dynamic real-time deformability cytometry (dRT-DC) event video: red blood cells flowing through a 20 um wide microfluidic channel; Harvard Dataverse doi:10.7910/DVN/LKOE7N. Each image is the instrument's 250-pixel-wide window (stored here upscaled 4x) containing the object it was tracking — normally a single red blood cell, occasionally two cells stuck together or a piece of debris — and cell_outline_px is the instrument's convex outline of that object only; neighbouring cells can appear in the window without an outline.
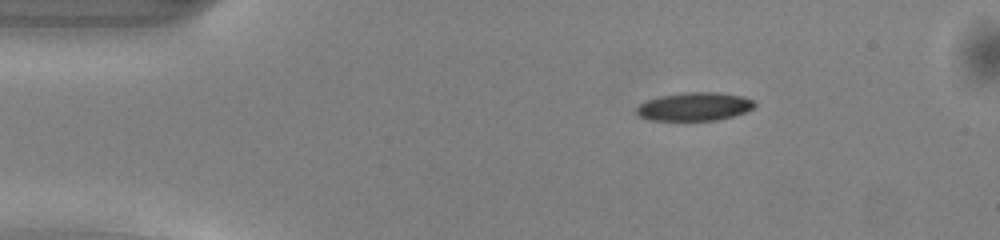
{"species": "common noctule bat (a hibernating species)", "species_latin": "Nyctalus noctula", "temperature_condition": "warm", "stored_images_in_passage": 43, "camera_frame_rate_fps": 3000, "um_per_image_px": 0.085, "animal": {"sex": "male", "body_mass_g": 13.0, "forearm_length_mm": 53.1}, "frame": {"image": 1, "passage_image": 1, "time_ms": 0.0, "image_size_px": [1000, 240], "cell_outline_px": [[756, 104], [752, 108], [744, 112], [732, 116], [716, 120], [648, 120], [640, 116], [636, 112], [636, 108], [640, 104], [648, 100], [660, 96], [680, 92], [720, 92], [744, 96], [752, 100]], "centroid_in_image_um": [59.02, 9.05], "position_along_channel_um": 26.0, "area_um2": 19.48}}
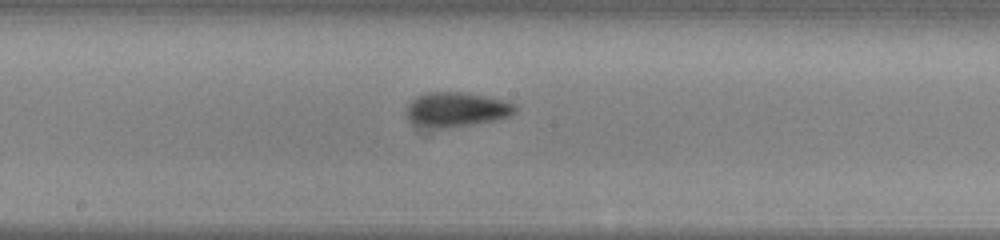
{"frame": {"image": 2, "passage_image": 19, "time_ms": 6.0, "image_size_px": [1000, 240], "cell_outline_px": [[516, 112], [508, 116], [496, 120], [472, 124], [444, 128], [440, 128], [412, 124], [408, 120], [404, 108], [416, 96], [428, 92], [460, 92], [484, 96], [504, 100], [516, 104]], "centroid_in_image_um": [38.76, 9.3], "position_along_channel_um": 209.4, "area_um2": 21.91}}
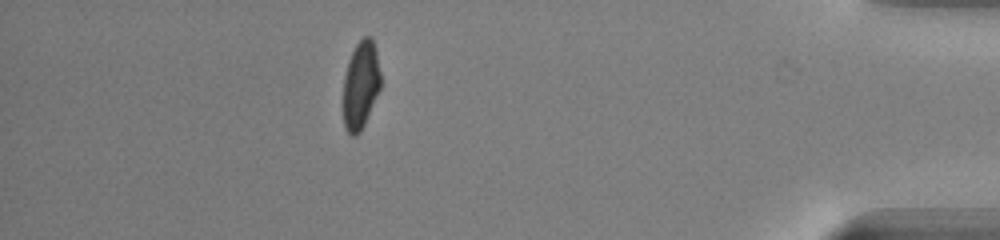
{"frame": {"image": 3, "passage_image": 37, "time_ms": 12.0, "image_size_px": [1000, 240], "cell_outline_px": [[380, 88], [364, 124], [360, 132], [356, 136], [352, 136], [344, 128], [344, 76], [348, 60], [356, 44], [364, 36], [372, 36], [376, 52], [380, 72]], "centroid_in_image_um": [30.65, 7.21], "position_along_channel_um": 404.5, "area_um2": 18.96}, "authors_computed_cell_mechanics": {"area_um2": 20.23, "velocity_mm_per_s": 4.1115, "shape_relaxation_time_tau1_ms": 4.4253, "shape_relaxation_time_tau2_ms": 4.0754, "deformation_change_tau1": 0.163, "deformation_change_tau2": 0.0949}}